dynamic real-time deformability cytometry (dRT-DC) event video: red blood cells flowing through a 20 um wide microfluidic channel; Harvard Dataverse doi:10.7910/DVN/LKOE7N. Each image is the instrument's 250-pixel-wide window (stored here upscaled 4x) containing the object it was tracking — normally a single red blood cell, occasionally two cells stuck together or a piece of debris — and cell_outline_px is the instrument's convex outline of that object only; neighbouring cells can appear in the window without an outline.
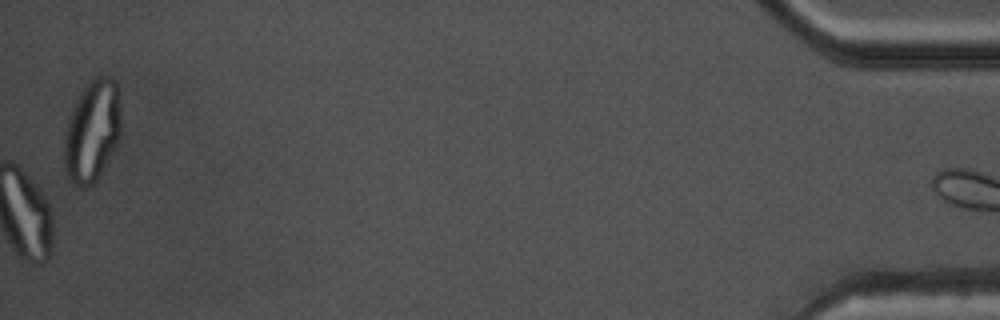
{"species": "common noctule bat (a hibernating species)", "species_latin": "Nyctalus noctula", "temperature_condition": "warm", "stored_images_in_passage": 54, "camera_frame_rate_fps": 3000, "um_per_image_px": 0.085, "animal": {"sex": "male", "body_mass_g": 17.5, "forearm_length_mm": 52.3}, "frame": {"image": 1, "passage_image": 54, "time_ms": 17.667, "image_size_px": [1000, 320], "cell_outline_px": [[120, 136], [112, 152], [96, 180], [92, 184], [80, 188], [68, 176], [64, 168], [64, 132], [68, 120], [84, 88], [96, 76], [112, 76], [116, 80], [120, 112]], "centroid_in_image_um": [7.84, 11.13], "position_along_channel_um": 427.4, "area_um2": 33.06}, "authors_computed_cell_mechanics": {"area_um2": 25.7788, "velocity_mm_per_s": 3.7501, "shape_relaxation_time_tau1_ms": null, "shape_relaxation_time_tau2_ms": 2.493, "deformation_change_tau1": null, "deformation_change_tau2": 0.0891}}